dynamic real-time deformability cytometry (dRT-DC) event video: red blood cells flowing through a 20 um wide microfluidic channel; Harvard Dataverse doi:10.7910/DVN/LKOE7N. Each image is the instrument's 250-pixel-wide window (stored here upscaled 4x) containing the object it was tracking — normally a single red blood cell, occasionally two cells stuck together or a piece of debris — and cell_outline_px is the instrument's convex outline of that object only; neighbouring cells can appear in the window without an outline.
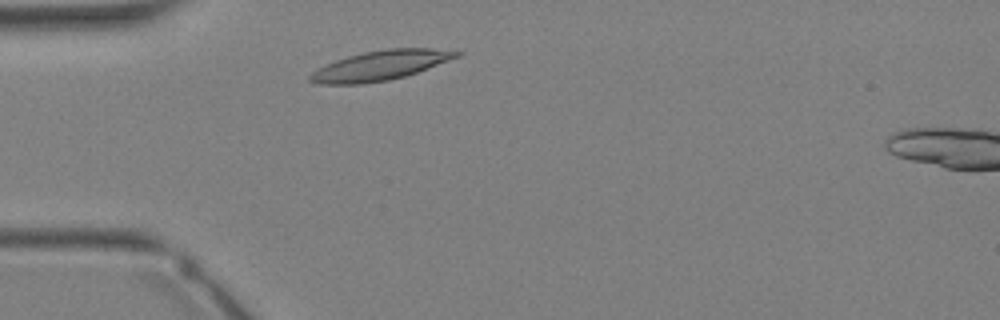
{"species": "Egyptian fruit bat (a non-hibernating species)", "species_latin": "Rousettus aegyptiacus", "temperature_condition": "warm", "stored_images_in_passage": 6, "camera_frame_rate_fps": 3000, "um_per_image_px": 0.085, "animal": {"sex": "female"}, "frame": {"image": 1, "passage_image": 3, "time_ms": 0.667, "image_size_px": [1000, 320], "cell_outline_px": [[464, 52], [460, 56], [416, 72], [404, 76], [388, 80], [360, 84], [316, 84], [308, 80], [308, 76], [312, 72], [336, 60], [348, 56], [364, 52], [388, 48], [428, 48]], "centroid_in_image_um": [32.31, 5.56], "position_along_channel_um": 52.7, "area_um2": 24.97}}
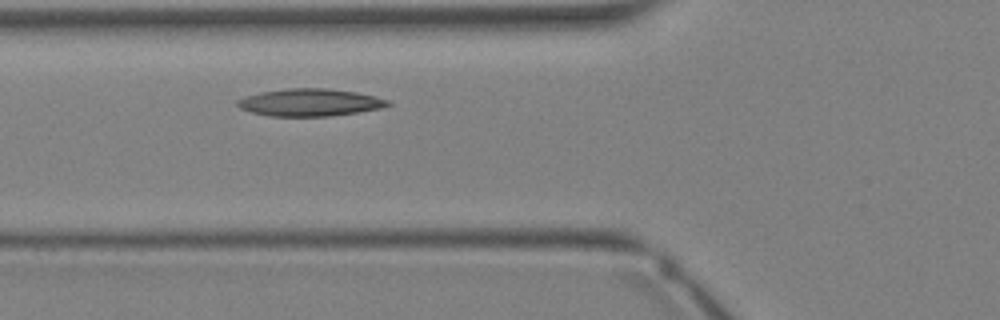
{"frame": {"image": 2, "passage_image": 6, "time_ms": 1.667, "image_size_px": [1000, 320], "cell_outline_px": [[392, 104], [380, 108], [332, 116], [268, 116], [252, 112], [240, 108], [236, 104], [236, 100], [244, 96], [260, 92], [288, 88], [328, 88], [356, 92], [376, 96], [392, 100]], "centroid_in_image_um": [26.35, 8.7], "position_along_channel_um": 99.5, "area_um2": 24.16}}